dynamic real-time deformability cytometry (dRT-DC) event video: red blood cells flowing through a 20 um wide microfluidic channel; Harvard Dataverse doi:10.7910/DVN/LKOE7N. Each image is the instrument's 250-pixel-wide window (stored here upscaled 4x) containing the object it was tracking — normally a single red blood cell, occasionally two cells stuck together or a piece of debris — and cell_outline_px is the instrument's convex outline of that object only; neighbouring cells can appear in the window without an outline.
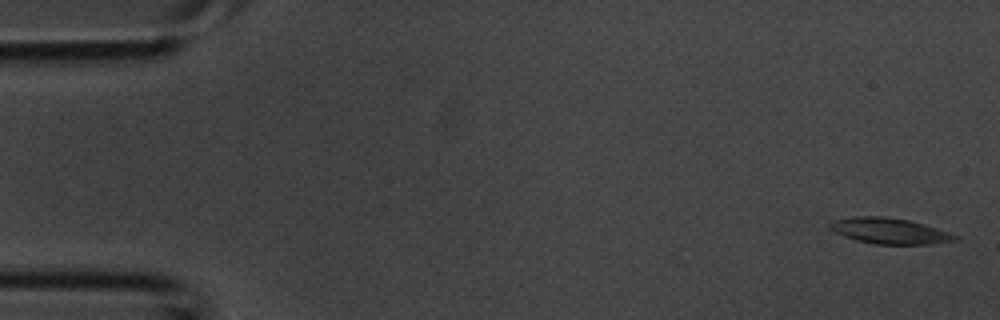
{"species": "common noctule bat (a hibernating species)", "species_latin": "Nyctalus noctula", "temperature_condition": "room temperature", "stored_images_in_passage": 3, "camera_frame_rate_fps": 3000, "um_per_image_px": 0.085, "animal": {"sex": "male", "body_mass_g": 20.1, "forearm_length_mm": 53.5}, "frame": {"image": 1, "passage_image": 1, "time_ms": 0.0, "image_size_px": [1000, 320], "cell_outline_px": [[960, 236], [956, 240], [928, 244], [876, 244], [856, 240], [844, 236], [828, 228], [828, 224], [836, 220], [856, 216], [880, 216], [908, 220], [924, 224]], "centroid_in_image_um": [75.61, 19.63], "position_along_channel_um": 9.4, "area_um2": 18.55}}